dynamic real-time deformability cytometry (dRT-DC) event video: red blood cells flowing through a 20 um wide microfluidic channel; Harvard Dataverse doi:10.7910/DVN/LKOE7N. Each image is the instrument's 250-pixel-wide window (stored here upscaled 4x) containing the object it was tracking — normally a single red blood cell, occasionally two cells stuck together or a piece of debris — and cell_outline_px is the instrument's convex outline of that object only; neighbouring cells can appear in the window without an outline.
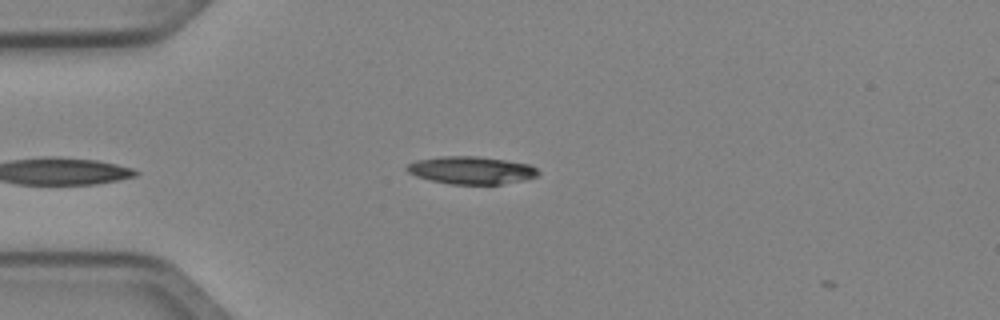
{"species": "Egyptian fruit bat (a non-hibernating species)", "species_latin": "Rousettus aegyptiacus", "temperature_condition": "cold", "stored_images_in_passage": 7, "camera_frame_rate_fps": 3000, "um_per_image_px": 0.085, "animal": {"sex": "female"}, "frame": {"image": 1, "passage_image": 4, "time_ms": 1.0, "image_size_px": [1000, 320], "cell_outline_px": [[540, 176], [524, 180], [500, 184], [448, 184], [416, 176], [408, 172], [408, 164], [416, 160], [440, 156], [476, 156], [504, 160], [528, 164], [536, 168], [540, 172]], "centroid_in_image_um": [40.09, 14.47], "position_along_channel_um": 44.9, "area_um2": 21.04}}